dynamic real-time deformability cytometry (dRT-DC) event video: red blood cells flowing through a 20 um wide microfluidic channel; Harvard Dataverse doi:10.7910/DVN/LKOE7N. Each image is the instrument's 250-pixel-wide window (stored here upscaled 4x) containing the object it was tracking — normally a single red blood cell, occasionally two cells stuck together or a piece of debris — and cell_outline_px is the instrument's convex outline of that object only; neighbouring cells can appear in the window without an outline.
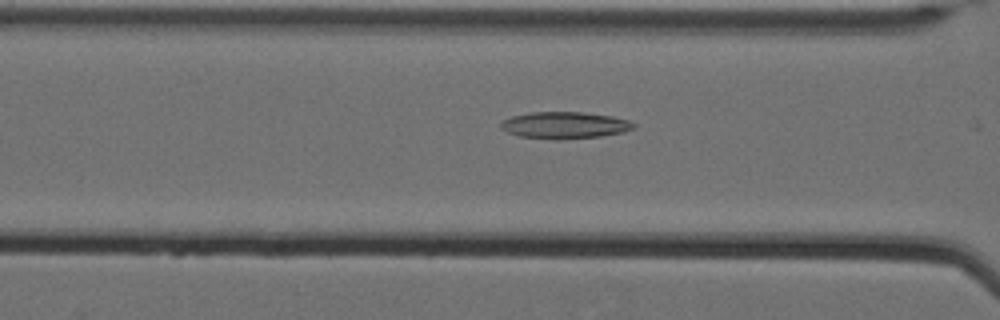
{"species": "Egyptian fruit bat (a non-hibernating species)", "species_latin": "Rousettus aegyptiacus", "temperature_condition": "cold", "stored_images_in_passage": 24, "camera_frame_rate_fps": 3000, "um_per_image_px": 0.085, "animal": {"sex": "female"}, "frame": {"image": 1, "passage_image": 23, "time_ms": 7.333, "image_size_px": [1000, 320], "cell_outline_px": [[636, 128], [624, 132], [600, 136], [560, 140], [556, 140], [520, 136], [508, 132], [500, 128], [500, 124], [504, 120], [512, 116], [528, 112], [580, 112], [612, 116], [628, 120], [636, 124]], "centroid_in_image_um": [48.01, 10.64], "position_along_channel_um": 118.6, "area_um2": 20.81}}